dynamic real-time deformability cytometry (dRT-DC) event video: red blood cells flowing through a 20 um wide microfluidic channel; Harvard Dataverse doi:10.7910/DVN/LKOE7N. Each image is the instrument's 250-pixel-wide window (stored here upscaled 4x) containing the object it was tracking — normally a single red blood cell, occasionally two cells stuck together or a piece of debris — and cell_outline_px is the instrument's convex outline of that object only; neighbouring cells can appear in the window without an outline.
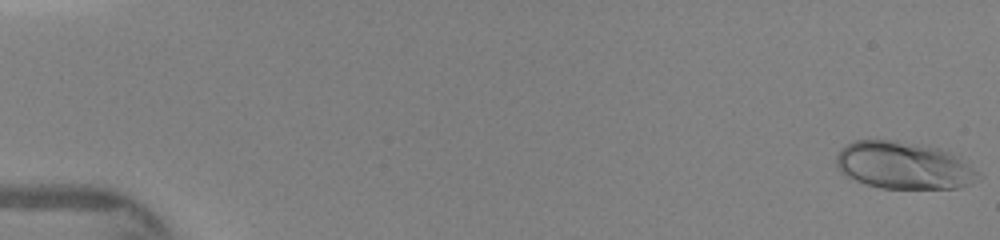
{"species": "human", "species_latin": "Homo sapiens", "temperature_condition": "warm", "stored_images_in_passage": 6, "camera_frame_rate_fps": 3000, "um_per_image_px": 0.085, "donor": {"sex": "female"}, "frame": {"image": 1, "passage_image": 1, "time_ms": 0.0, "image_size_px": [1000, 240], "cell_outline_px": [[980, 180], [972, 184], [956, 188], [880, 188], [844, 176], [840, 172], [836, 164], [836, 156], [848, 144], [856, 140], [896, 140], [940, 148], [960, 156], [980, 172]], "centroid_in_image_um": [76.88, 14.07], "position_along_channel_um": 8.1, "area_um2": 39.36}}